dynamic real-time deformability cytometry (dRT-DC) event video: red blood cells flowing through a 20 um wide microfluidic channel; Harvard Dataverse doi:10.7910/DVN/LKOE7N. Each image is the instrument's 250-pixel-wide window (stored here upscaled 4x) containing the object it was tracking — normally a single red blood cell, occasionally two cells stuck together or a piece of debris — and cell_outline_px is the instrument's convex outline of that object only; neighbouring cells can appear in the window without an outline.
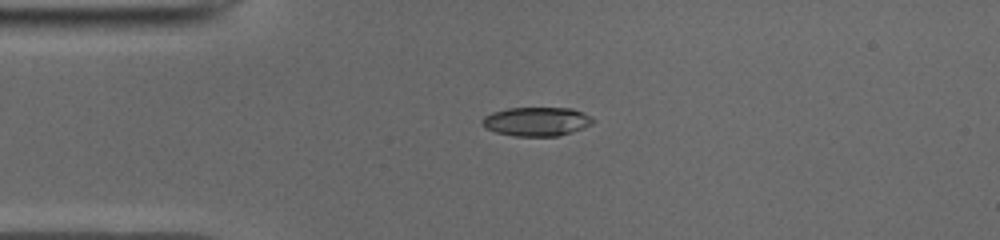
{"species": "common noctule bat (a hibernating species)", "species_latin": "Nyctalus noctula", "temperature_condition": "cold", "stored_images_in_passage": 40, "camera_frame_rate_fps": 3000, "um_per_image_px": 0.085, "animal": {"sex": "male", "body_mass_g": 19.0, "forearm_length_mm": 50.8}, "frame": {"image": 1, "passage_image": 1, "time_ms": 0.0, "image_size_px": [1000, 240], "cell_outline_px": [[596, 120], [592, 124], [584, 128], [572, 132], [556, 136], [512, 136], [496, 132], [484, 128], [480, 124], [480, 120], [484, 116], [492, 112], [508, 108], [572, 108], [584, 112], [592, 116]], "centroid_in_image_um": [45.61, 10.33], "position_along_channel_um": 39.4, "area_um2": 19.02}}
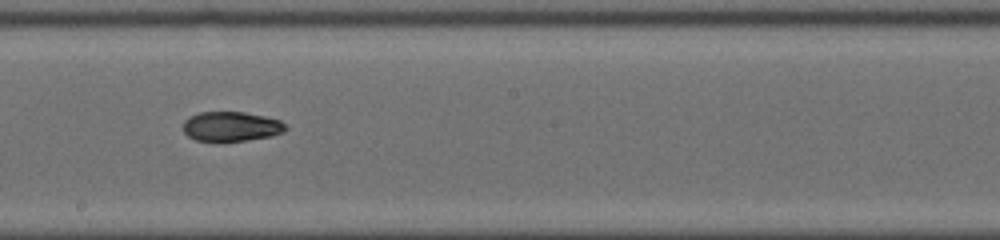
{"frame": {"image": 2, "passage_image": 17, "time_ms": 5.333, "image_size_px": [1000, 240], "cell_outline_px": [[288, 128], [284, 132], [272, 136], [216, 144], [196, 140], [188, 136], [184, 132], [184, 120], [188, 116], [200, 112], [244, 112], [264, 116], [280, 120]], "centroid_in_image_um": [19.62, 10.78], "position_along_channel_um": 228.6, "area_um2": 18.21}}
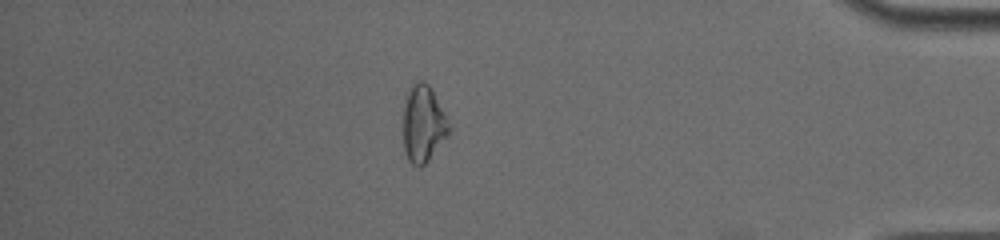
{"frame": {"image": 3, "passage_image": 33, "time_ms": 10.667, "image_size_px": [1000, 240], "cell_outline_px": [[452, 128], [448, 136], [428, 160], [420, 168], [412, 164], [408, 160], [404, 148], [404, 108], [408, 96], [416, 80], [424, 80], [428, 84]], "centroid_in_image_um": [36.0, 10.58], "position_along_channel_um": 399.2, "area_um2": 20.0}, "authors_computed_cell_mechanics": {"area_um2": 18.8717, "velocity_mm_per_s": 3.9644, "shape_relaxation_time_tau1_ms": null, "shape_relaxation_time_tau2_ms": 4.3608, "deformation_change_tau1": null, "deformation_change_tau2": 0.0966}}